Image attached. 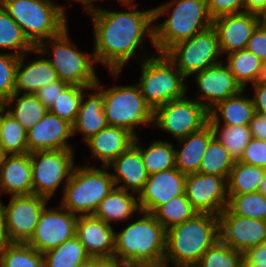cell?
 <instances>
[{
    "label": "cell",
    "mask_w": 266,
    "mask_h": 267,
    "mask_svg": "<svg viewBox=\"0 0 266 267\" xmlns=\"http://www.w3.org/2000/svg\"><path fill=\"white\" fill-rule=\"evenodd\" d=\"M115 229L94 215L78 216L76 236L90 257H114Z\"/></svg>",
    "instance_id": "obj_21"
},
{
    "label": "cell",
    "mask_w": 266,
    "mask_h": 267,
    "mask_svg": "<svg viewBox=\"0 0 266 267\" xmlns=\"http://www.w3.org/2000/svg\"><path fill=\"white\" fill-rule=\"evenodd\" d=\"M206 4L212 20L224 15L244 12L243 0H206Z\"/></svg>",
    "instance_id": "obj_46"
},
{
    "label": "cell",
    "mask_w": 266,
    "mask_h": 267,
    "mask_svg": "<svg viewBox=\"0 0 266 267\" xmlns=\"http://www.w3.org/2000/svg\"><path fill=\"white\" fill-rule=\"evenodd\" d=\"M77 267H95V257H90L86 261L80 263Z\"/></svg>",
    "instance_id": "obj_56"
},
{
    "label": "cell",
    "mask_w": 266,
    "mask_h": 267,
    "mask_svg": "<svg viewBox=\"0 0 266 267\" xmlns=\"http://www.w3.org/2000/svg\"><path fill=\"white\" fill-rule=\"evenodd\" d=\"M244 12L261 16L266 12V0H243Z\"/></svg>",
    "instance_id": "obj_53"
},
{
    "label": "cell",
    "mask_w": 266,
    "mask_h": 267,
    "mask_svg": "<svg viewBox=\"0 0 266 267\" xmlns=\"http://www.w3.org/2000/svg\"><path fill=\"white\" fill-rule=\"evenodd\" d=\"M226 57L223 61H226V65L242 89L247 90L249 84L253 85L265 79L266 64L247 49L232 52Z\"/></svg>",
    "instance_id": "obj_30"
},
{
    "label": "cell",
    "mask_w": 266,
    "mask_h": 267,
    "mask_svg": "<svg viewBox=\"0 0 266 267\" xmlns=\"http://www.w3.org/2000/svg\"><path fill=\"white\" fill-rule=\"evenodd\" d=\"M260 22L265 26L266 28V12H264L261 16H260Z\"/></svg>",
    "instance_id": "obj_59"
},
{
    "label": "cell",
    "mask_w": 266,
    "mask_h": 267,
    "mask_svg": "<svg viewBox=\"0 0 266 267\" xmlns=\"http://www.w3.org/2000/svg\"><path fill=\"white\" fill-rule=\"evenodd\" d=\"M234 163L228 150L213 136L203 155L198 173L217 175L227 180Z\"/></svg>",
    "instance_id": "obj_38"
},
{
    "label": "cell",
    "mask_w": 266,
    "mask_h": 267,
    "mask_svg": "<svg viewBox=\"0 0 266 267\" xmlns=\"http://www.w3.org/2000/svg\"><path fill=\"white\" fill-rule=\"evenodd\" d=\"M42 255L44 267H77L90 258L76 235Z\"/></svg>",
    "instance_id": "obj_35"
},
{
    "label": "cell",
    "mask_w": 266,
    "mask_h": 267,
    "mask_svg": "<svg viewBox=\"0 0 266 267\" xmlns=\"http://www.w3.org/2000/svg\"><path fill=\"white\" fill-rule=\"evenodd\" d=\"M153 53L141 61V76L137 84L146 103L154 111L159 106L184 97L189 85L165 54Z\"/></svg>",
    "instance_id": "obj_8"
},
{
    "label": "cell",
    "mask_w": 266,
    "mask_h": 267,
    "mask_svg": "<svg viewBox=\"0 0 266 267\" xmlns=\"http://www.w3.org/2000/svg\"><path fill=\"white\" fill-rule=\"evenodd\" d=\"M166 250V230L149 212L139 211V217L115 231L114 257L129 267L163 265Z\"/></svg>",
    "instance_id": "obj_2"
},
{
    "label": "cell",
    "mask_w": 266,
    "mask_h": 267,
    "mask_svg": "<svg viewBox=\"0 0 266 267\" xmlns=\"http://www.w3.org/2000/svg\"><path fill=\"white\" fill-rule=\"evenodd\" d=\"M69 84L58 79L54 82H51L41 89H39L35 95L40 100V102L47 108L54 103L55 99L58 97L59 93H61Z\"/></svg>",
    "instance_id": "obj_48"
},
{
    "label": "cell",
    "mask_w": 266,
    "mask_h": 267,
    "mask_svg": "<svg viewBox=\"0 0 266 267\" xmlns=\"http://www.w3.org/2000/svg\"><path fill=\"white\" fill-rule=\"evenodd\" d=\"M186 175L172 168L149 175L143 190L138 194L141 211L153 213L171 198L185 193Z\"/></svg>",
    "instance_id": "obj_18"
},
{
    "label": "cell",
    "mask_w": 266,
    "mask_h": 267,
    "mask_svg": "<svg viewBox=\"0 0 266 267\" xmlns=\"http://www.w3.org/2000/svg\"><path fill=\"white\" fill-rule=\"evenodd\" d=\"M249 127L253 138L266 141V115L255 112Z\"/></svg>",
    "instance_id": "obj_51"
},
{
    "label": "cell",
    "mask_w": 266,
    "mask_h": 267,
    "mask_svg": "<svg viewBox=\"0 0 266 267\" xmlns=\"http://www.w3.org/2000/svg\"><path fill=\"white\" fill-rule=\"evenodd\" d=\"M243 257L249 263L266 267V242L251 247L243 254Z\"/></svg>",
    "instance_id": "obj_50"
},
{
    "label": "cell",
    "mask_w": 266,
    "mask_h": 267,
    "mask_svg": "<svg viewBox=\"0 0 266 267\" xmlns=\"http://www.w3.org/2000/svg\"><path fill=\"white\" fill-rule=\"evenodd\" d=\"M70 137H73L72 124L48 111L35 126L26 132L27 148L29 153L74 149L75 147L68 142Z\"/></svg>",
    "instance_id": "obj_19"
},
{
    "label": "cell",
    "mask_w": 266,
    "mask_h": 267,
    "mask_svg": "<svg viewBox=\"0 0 266 267\" xmlns=\"http://www.w3.org/2000/svg\"><path fill=\"white\" fill-rule=\"evenodd\" d=\"M18 56L3 52L0 53V102L3 103L15 89V71L18 64Z\"/></svg>",
    "instance_id": "obj_44"
},
{
    "label": "cell",
    "mask_w": 266,
    "mask_h": 267,
    "mask_svg": "<svg viewBox=\"0 0 266 267\" xmlns=\"http://www.w3.org/2000/svg\"><path fill=\"white\" fill-rule=\"evenodd\" d=\"M258 191L266 197V173L263 176V179L260 182Z\"/></svg>",
    "instance_id": "obj_57"
},
{
    "label": "cell",
    "mask_w": 266,
    "mask_h": 267,
    "mask_svg": "<svg viewBox=\"0 0 266 267\" xmlns=\"http://www.w3.org/2000/svg\"><path fill=\"white\" fill-rule=\"evenodd\" d=\"M246 49L266 64V28L261 22L252 32Z\"/></svg>",
    "instance_id": "obj_47"
},
{
    "label": "cell",
    "mask_w": 266,
    "mask_h": 267,
    "mask_svg": "<svg viewBox=\"0 0 266 267\" xmlns=\"http://www.w3.org/2000/svg\"><path fill=\"white\" fill-rule=\"evenodd\" d=\"M95 267H129L116 257L97 258L95 257Z\"/></svg>",
    "instance_id": "obj_54"
},
{
    "label": "cell",
    "mask_w": 266,
    "mask_h": 267,
    "mask_svg": "<svg viewBox=\"0 0 266 267\" xmlns=\"http://www.w3.org/2000/svg\"><path fill=\"white\" fill-rule=\"evenodd\" d=\"M186 94L154 110L153 128L169 133L176 141L208 124V110Z\"/></svg>",
    "instance_id": "obj_12"
},
{
    "label": "cell",
    "mask_w": 266,
    "mask_h": 267,
    "mask_svg": "<svg viewBox=\"0 0 266 267\" xmlns=\"http://www.w3.org/2000/svg\"><path fill=\"white\" fill-rule=\"evenodd\" d=\"M185 193L198 213L219 216L228 205L227 180L221 176L186 174Z\"/></svg>",
    "instance_id": "obj_15"
},
{
    "label": "cell",
    "mask_w": 266,
    "mask_h": 267,
    "mask_svg": "<svg viewBox=\"0 0 266 267\" xmlns=\"http://www.w3.org/2000/svg\"><path fill=\"white\" fill-rule=\"evenodd\" d=\"M0 49L18 57L31 52L35 47L25 37L20 26L11 18L0 3Z\"/></svg>",
    "instance_id": "obj_36"
},
{
    "label": "cell",
    "mask_w": 266,
    "mask_h": 267,
    "mask_svg": "<svg viewBox=\"0 0 266 267\" xmlns=\"http://www.w3.org/2000/svg\"><path fill=\"white\" fill-rule=\"evenodd\" d=\"M245 92L246 89H243L210 109L208 123L210 125H249L255 114V107L252 97Z\"/></svg>",
    "instance_id": "obj_27"
},
{
    "label": "cell",
    "mask_w": 266,
    "mask_h": 267,
    "mask_svg": "<svg viewBox=\"0 0 266 267\" xmlns=\"http://www.w3.org/2000/svg\"><path fill=\"white\" fill-rule=\"evenodd\" d=\"M134 1L118 0L128 11H111L99 4L85 9L93 22L95 61L116 79L131 59L142 61L150 57L146 53L137 57L138 48V51L145 50V39L154 47L153 8L140 11Z\"/></svg>",
    "instance_id": "obj_1"
},
{
    "label": "cell",
    "mask_w": 266,
    "mask_h": 267,
    "mask_svg": "<svg viewBox=\"0 0 266 267\" xmlns=\"http://www.w3.org/2000/svg\"><path fill=\"white\" fill-rule=\"evenodd\" d=\"M164 15L168 18L162 23H155ZM153 16L154 49L161 54L211 27L213 23L206 0H170L154 7Z\"/></svg>",
    "instance_id": "obj_3"
},
{
    "label": "cell",
    "mask_w": 266,
    "mask_h": 267,
    "mask_svg": "<svg viewBox=\"0 0 266 267\" xmlns=\"http://www.w3.org/2000/svg\"><path fill=\"white\" fill-rule=\"evenodd\" d=\"M252 99L254 102L255 112L266 115V79L260 80L251 85Z\"/></svg>",
    "instance_id": "obj_49"
},
{
    "label": "cell",
    "mask_w": 266,
    "mask_h": 267,
    "mask_svg": "<svg viewBox=\"0 0 266 267\" xmlns=\"http://www.w3.org/2000/svg\"><path fill=\"white\" fill-rule=\"evenodd\" d=\"M103 102V92L96 85L85 90L75 122L72 124L73 136L81 134L80 136H82L85 142L91 136L109 126L104 114Z\"/></svg>",
    "instance_id": "obj_25"
},
{
    "label": "cell",
    "mask_w": 266,
    "mask_h": 267,
    "mask_svg": "<svg viewBox=\"0 0 266 267\" xmlns=\"http://www.w3.org/2000/svg\"><path fill=\"white\" fill-rule=\"evenodd\" d=\"M100 83L98 78L96 86L103 92V110L109 126L124 128L135 137L139 136L138 128L153 126L154 111L146 103L138 84L104 89Z\"/></svg>",
    "instance_id": "obj_9"
},
{
    "label": "cell",
    "mask_w": 266,
    "mask_h": 267,
    "mask_svg": "<svg viewBox=\"0 0 266 267\" xmlns=\"http://www.w3.org/2000/svg\"><path fill=\"white\" fill-rule=\"evenodd\" d=\"M193 76L197 84L195 100L208 111L243 90L223 61Z\"/></svg>",
    "instance_id": "obj_17"
},
{
    "label": "cell",
    "mask_w": 266,
    "mask_h": 267,
    "mask_svg": "<svg viewBox=\"0 0 266 267\" xmlns=\"http://www.w3.org/2000/svg\"><path fill=\"white\" fill-rule=\"evenodd\" d=\"M1 267H44L43 255L27 243H11L0 252Z\"/></svg>",
    "instance_id": "obj_41"
},
{
    "label": "cell",
    "mask_w": 266,
    "mask_h": 267,
    "mask_svg": "<svg viewBox=\"0 0 266 267\" xmlns=\"http://www.w3.org/2000/svg\"><path fill=\"white\" fill-rule=\"evenodd\" d=\"M213 136V130L208 123L201 130L177 140V147H174L176 168L185 175L197 173L201 166L203 155L207 150L208 143Z\"/></svg>",
    "instance_id": "obj_28"
},
{
    "label": "cell",
    "mask_w": 266,
    "mask_h": 267,
    "mask_svg": "<svg viewBox=\"0 0 266 267\" xmlns=\"http://www.w3.org/2000/svg\"><path fill=\"white\" fill-rule=\"evenodd\" d=\"M266 169L235 161L227 179V194L241 195L257 192Z\"/></svg>",
    "instance_id": "obj_33"
},
{
    "label": "cell",
    "mask_w": 266,
    "mask_h": 267,
    "mask_svg": "<svg viewBox=\"0 0 266 267\" xmlns=\"http://www.w3.org/2000/svg\"><path fill=\"white\" fill-rule=\"evenodd\" d=\"M2 105L22 125L26 132L48 112V109L35 94L14 92Z\"/></svg>",
    "instance_id": "obj_31"
},
{
    "label": "cell",
    "mask_w": 266,
    "mask_h": 267,
    "mask_svg": "<svg viewBox=\"0 0 266 267\" xmlns=\"http://www.w3.org/2000/svg\"><path fill=\"white\" fill-rule=\"evenodd\" d=\"M239 161L266 169V141L252 137Z\"/></svg>",
    "instance_id": "obj_45"
},
{
    "label": "cell",
    "mask_w": 266,
    "mask_h": 267,
    "mask_svg": "<svg viewBox=\"0 0 266 267\" xmlns=\"http://www.w3.org/2000/svg\"><path fill=\"white\" fill-rule=\"evenodd\" d=\"M219 240L244 254L266 242V221L233 214L227 207L219 214Z\"/></svg>",
    "instance_id": "obj_16"
},
{
    "label": "cell",
    "mask_w": 266,
    "mask_h": 267,
    "mask_svg": "<svg viewBox=\"0 0 266 267\" xmlns=\"http://www.w3.org/2000/svg\"><path fill=\"white\" fill-rule=\"evenodd\" d=\"M89 88L90 87H81L78 85H68L61 93H59L48 111L59 118L68 121L70 124H73L79 111L84 90Z\"/></svg>",
    "instance_id": "obj_42"
},
{
    "label": "cell",
    "mask_w": 266,
    "mask_h": 267,
    "mask_svg": "<svg viewBox=\"0 0 266 267\" xmlns=\"http://www.w3.org/2000/svg\"><path fill=\"white\" fill-rule=\"evenodd\" d=\"M12 242L10 241L7 230H6V221H5V212L3 201L0 199V252L9 246Z\"/></svg>",
    "instance_id": "obj_52"
},
{
    "label": "cell",
    "mask_w": 266,
    "mask_h": 267,
    "mask_svg": "<svg viewBox=\"0 0 266 267\" xmlns=\"http://www.w3.org/2000/svg\"><path fill=\"white\" fill-rule=\"evenodd\" d=\"M214 136L228 150L234 161H239L252 139L249 125H210Z\"/></svg>",
    "instance_id": "obj_39"
},
{
    "label": "cell",
    "mask_w": 266,
    "mask_h": 267,
    "mask_svg": "<svg viewBox=\"0 0 266 267\" xmlns=\"http://www.w3.org/2000/svg\"><path fill=\"white\" fill-rule=\"evenodd\" d=\"M219 240L217 215L197 213L166 231L163 265L194 267L202 255Z\"/></svg>",
    "instance_id": "obj_4"
},
{
    "label": "cell",
    "mask_w": 266,
    "mask_h": 267,
    "mask_svg": "<svg viewBox=\"0 0 266 267\" xmlns=\"http://www.w3.org/2000/svg\"><path fill=\"white\" fill-rule=\"evenodd\" d=\"M4 156H5V154L3 153V151L1 150V147H0V165L3 161Z\"/></svg>",
    "instance_id": "obj_60"
},
{
    "label": "cell",
    "mask_w": 266,
    "mask_h": 267,
    "mask_svg": "<svg viewBox=\"0 0 266 267\" xmlns=\"http://www.w3.org/2000/svg\"><path fill=\"white\" fill-rule=\"evenodd\" d=\"M0 147L5 155L29 153L25 129L3 105H1Z\"/></svg>",
    "instance_id": "obj_34"
},
{
    "label": "cell",
    "mask_w": 266,
    "mask_h": 267,
    "mask_svg": "<svg viewBox=\"0 0 266 267\" xmlns=\"http://www.w3.org/2000/svg\"><path fill=\"white\" fill-rule=\"evenodd\" d=\"M74 155V149L31 152L33 194L50 201L60 185L65 187L76 165Z\"/></svg>",
    "instance_id": "obj_11"
},
{
    "label": "cell",
    "mask_w": 266,
    "mask_h": 267,
    "mask_svg": "<svg viewBox=\"0 0 266 267\" xmlns=\"http://www.w3.org/2000/svg\"><path fill=\"white\" fill-rule=\"evenodd\" d=\"M240 267H264V266L249 263L244 257H242Z\"/></svg>",
    "instance_id": "obj_58"
},
{
    "label": "cell",
    "mask_w": 266,
    "mask_h": 267,
    "mask_svg": "<svg viewBox=\"0 0 266 267\" xmlns=\"http://www.w3.org/2000/svg\"><path fill=\"white\" fill-rule=\"evenodd\" d=\"M107 166H75L63 187L60 205L77 216L93 215L99 203L116 187Z\"/></svg>",
    "instance_id": "obj_7"
},
{
    "label": "cell",
    "mask_w": 266,
    "mask_h": 267,
    "mask_svg": "<svg viewBox=\"0 0 266 267\" xmlns=\"http://www.w3.org/2000/svg\"><path fill=\"white\" fill-rule=\"evenodd\" d=\"M68 2H79L83 5V9H87L89 7H91L92 5H95L97 1H105V0H67Z\"/></svg>",
    "instance_id": "obj_55"
},
{
    "label": "cell",
    "mask_w": 266,
    "mask_h": 267,
    "mask_svg": "<svg viewBox=\"0 0 266 267\" xmlns=\"http://www.w3.org/2000/svg\"><path fill=\"white\" fill-rule=\"evenodd\" d=\"M134 138L124 128L108 126L91 136L84 144L90 149L91 156L102 163L101 166H108L133 144Z\"/></svg>",
    "instance_id": "obj_26"
},
{
    "label": "cell",
    "mask_w": 266,
    "mask_h": 267,
    "mask_svg": "<svg viewBox=\"0 0 266 267\" xmlns=\"http://www.w3.org/2000/svg\"><path fill=\"white\" fill-rule=\"evenodd\" d=\"M47 206L41 212L35 231L27 242L42 254L74 237L78 219L77 215L72 214L61 205L50 208Z\"/></svg>",
    "instance_id": "obj_13"
},
{
    "label": "cell",
    "mask_w": 266,
    "mask_h": 267,
    "mask_svg": "<svg viewBox=\"0 0 266 267\" xmlns=\"http://www.w3.org/2000/svg\"><path fill=\"white\" fill-rule=\"evenodd\" d=\"M140 140L135 137L133 145L140 151L148 175L176 168L174 143L157 139L144 147Z\"/></svg>",
    "instance_id": "obj_32"
},
{
    "label": "cell",
    "mask_w": 266,
    "mask_h": 267,
    "mask_svg": "<svg viewBox=\"0 0 266 267\" xmlns=\"http://www.w3.org/2000/svg\"><path fill=\"white\" fill-rule=\"evenodd\" d=\"M165 55L175 64L186 80L223 61L219 59L223 55L218 34L213 26L188 40L175 44Z\"/></svg>",
    "instance_id": "obj_10"
},
{
    "label": "cell",
    "mask_w": 266,
    "mask_h": 267,
    "mask_svg": "<svg viewBox=\"0 0 266 267\" xmlns=\"http://www.w3.org/2000/svg\"><path fill=\"white\" fill-rule=\"evenodd\" d=\"M68 28L67 26L59 35L43 41L36 49L47 57L57 72L58 79L69 85L95 86L99 77L95 71L97 63L94 54L77 49L78 45L71 40Z\"/></svg>",
    "instance_id": "obj_6"
},
{
    "label": "cell",
    "mask_w": 266,
    "mask_h": 267,
    "mask_svg": "<svg viewBox=\"0 0 266 267\" xmlns=\"http://www.w3.org/2000/svg\"><path fill=\"white\" fill-rule=\"evenodd\" d=\"M49 200L35 194L10 196L4 205L6 230L12 243H27Z\"/></svg>",
    "instance_id": "obj_14"
},
{
    "label": "cell",
    "mask_w": 266,
    "mask_h": 267,
    "mask_svg": "<svg viewBox=\"0 0 266 267\" xmlns=\"http://www.w3.org/2000/svg\"><path fill=\"white\" fill-rule=\"evenodd\" d=\"M55 0H2L0 3L36 48L59 35L67 26L65 6Z\"/></svg>",
    "instance_id": "obj_5"
},
{
    "label": "cell",
    "mask_w": 266,
    "mask_h": 267,
    "mask_svg": "<svg viewBox=\"0 0 266 267\" xmlns=\"http://www.w3.org/2000/svg\"><path fill=\"white\" fill-rule=\"evenodd\" d=\"M107 168L115 172L111 171L110 174L116 188L136 195L143 190L149 177L143 165L140 151L133 144L119 157L115 158Z\"/></svg>",
    "instance_id": "obj_23"
},
{
    "label": "cell",
    "mask_w": 266,
    "mask_h": 267,
    "mask_svg": "<svg viewBox=\"0 0 266 267\" xmlns=\"http://www.w3.org/2000/svg\"><path fill=\"white\" fill-rule=\"evenodd\" d=\"M0 123H1V106H0Z\"/></svg>",
    "instance_id": "obj_61"
},
{
    "label": "cell",
    "mask_w": 266,
    "mask_h": 267,
    "mask_svg": "<svg viewBox=\"0 0 266 267\" xmlns=\"http://www.w3.org/2000/svg\"><path fill=\"white\" fill-rule=\"evenodd\" d=\"M30 53L39 54V57L29 60L27 63L25 59ZM56 80H58L57 72L36 48L18 58L15 71V93L35 94L43 86Z\"/></svg>",
    "instance_id": "obj_22"
},
{
    "label": "cell",
    "mask_w": 266,
    "mask_h": 267,
    "mask_svg": "<svg viewBox=\"0 0 266 267\" xmlns=\"http://www.w3.org/2000/svg\"><path fill=\"white\" fill-rule=\"evenodd\" d=\"M197 213L184 193L160 205L152 214L167 231L169 228L194 217Z\"/></svg>",
    "instance_id": "obj_37"
},
{
    "label": "cell",
    "mask_w": 266,
    "mask_h": 267,
    "mask_svg": "<svg viewBox=\"0 0 266 267\" xmlns=\"http://www.w3.org/2000/svg\"><path fill=\"white\" fill-rule=\"evenodd\" d=\"M259 23L260 16L248 12L224 15L213 20L212 26L218 34L222 55L246 49L252 32Z\"/></svg>",
    "instance_id": "obj_20"
},
{
    "label": "cell",
    "mask_w": 266,
    "mask_h": 267,
    "mask_svg": "<svg viewBox=\"0 0 266 267\" xmlns=\"http://www.w3.org/2000/svg\"><path fill=\"white\" fill-rule=\"evenodd\" d=\"M227 208L235 215L266 221V197L259 191L228 195Z\"/></svg>",
    "instance_id": "obj_40"
},
{
    "label": "cell",
    "mask_w": 266,
    "mask_h": 267,
    "mask_svg": "<svg viewBox=\"0 0 266 267\" xmlns=\"http://www.w3.org/2000/svg\"><path fill=\"white\" fill-rule=\"evenodd\" d=\"M243 254L218 240L194 267H240Z\"/></svg>",
    "instance_id": "obj_43"
},
{
    "label": "cell",
    "mask_w": 266,
    "mask_h": 267,
    "mask_svg": "<svg viewBox=\"0 0 266 267\" xmlns=\"http://www.w3.org/2000/svg\"><path fill=\"white\" fill-rule=\"evenodd\" d=\"M1 194H33L30 153L4 156L0 165V199Z\"/></svg>",
    "instance_id": "obj_24"
},
{
    "label": "cell",
    "mask_w": 266,
    "mask_h": 267,
    "mask_svg": "<svg viewBox=\"0 0 266 267\" xmlns=\"http://www.w3.org/2000/svg\"><path fill=\"white\" fill-rule=\"evenodd\" d=\"M139 211L138 195L115 187L99 203L93 215L112 226L111 222L132 220L134 213Z\"/></svg>",
    "instance_id": "obj_29"
}]
</instances>
